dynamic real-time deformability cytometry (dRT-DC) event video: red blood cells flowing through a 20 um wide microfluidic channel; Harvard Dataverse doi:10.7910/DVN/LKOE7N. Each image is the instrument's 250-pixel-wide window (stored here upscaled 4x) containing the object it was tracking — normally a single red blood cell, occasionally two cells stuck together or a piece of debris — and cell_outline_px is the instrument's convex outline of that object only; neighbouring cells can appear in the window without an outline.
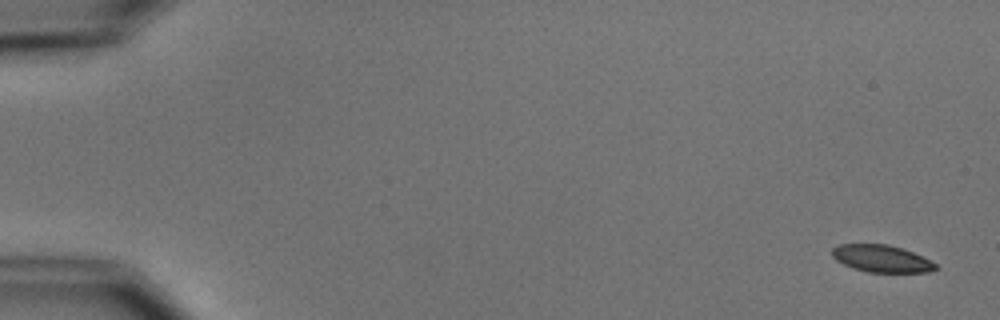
{"species": "common noctule bat (a hibernating species)", "species_latin": "Nyctalus noctula", "temperature_condition": "cold", "stored_images_in_passage": 5, "camera_frame_rate_fps": 3000, "um_per_image_px": 0.085, "animal": {"sex": "male", "body_mass_g": 15.6}, "frame": {"image": 1, "passage_image": 1, "time_ms": 0.0, "image_size_px": [1000, 320], "cell_outline_px": [[936, 268], [928, 272], [868, 272], [852, 268], [836, 260], [832, 256], [832, 248], [840, 244], [888, 244], [904, 248], [936, 264]], "centroid_in_image_um": [74.89, 21.97], "position_along_channel_um": 10.1, "area_um2": 16.24}}
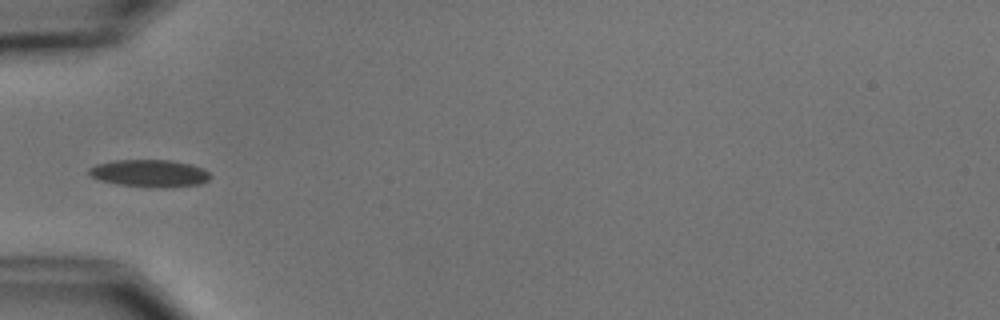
{"frame": {"image": 2, "passage_image": 5, "time_ms": 5.667, "image_size_px": [1000, 320], "cell_outline_px": [[212, 176], [208, 180], [200, 184], [168, 188], [160, 188], [116, 184], [100, 180], [92, 176], [88, 172], [88, 168], [96, 164], [112, 160], [172, 160], [192, 164], [204, 168]], "centroid_in_image_um": [12.74, 14.73], "position_along_channel_um": 72.3, "area_um2": 19.59}}